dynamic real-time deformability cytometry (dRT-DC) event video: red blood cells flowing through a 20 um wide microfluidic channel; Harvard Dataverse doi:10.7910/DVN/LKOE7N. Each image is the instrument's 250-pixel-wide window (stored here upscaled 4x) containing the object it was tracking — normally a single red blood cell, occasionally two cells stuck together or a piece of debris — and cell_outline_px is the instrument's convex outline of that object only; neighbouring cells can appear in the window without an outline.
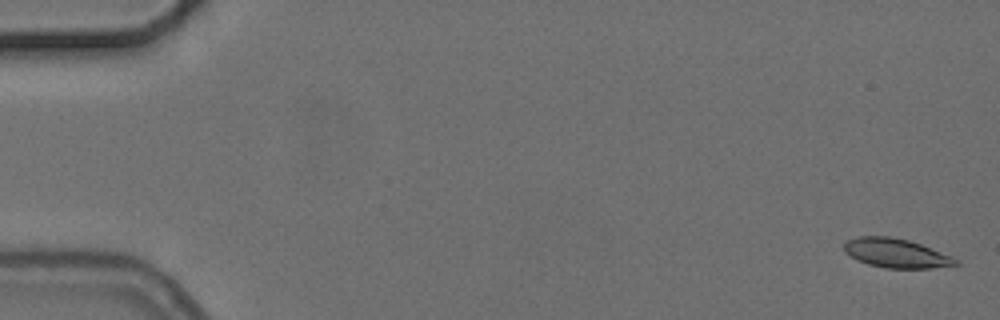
{"species": "common noctule bat (a hibernating species)", "species_latin": "Nyctalus noctula", "temperature_condition": "cold", "stored_images_in_passage": 7, "camera_frame_rate_fps": 3000, "um_per_image_px": 0.085, "animal": {"sex": "female", "body_mass_g": 24.6, "forearm_length_mm": 56.2}, "frame": {"image": 1, "passage_image": 1, "time_ms": 0.0, "image_size_px": [1000, 320], "cell_outline_px": [[960, 264], [932, 268], [884, 268], [868, 264], [844, 252], [844, 244], [848, 240], [856, 236], [888, 236], [908, 240], [920, 244], [952, 256], [960, 260]], "centroid_in_image_um": [76.19, 21.52], "position_along_channel_um": 8.8, "area_um2": 18.84}}
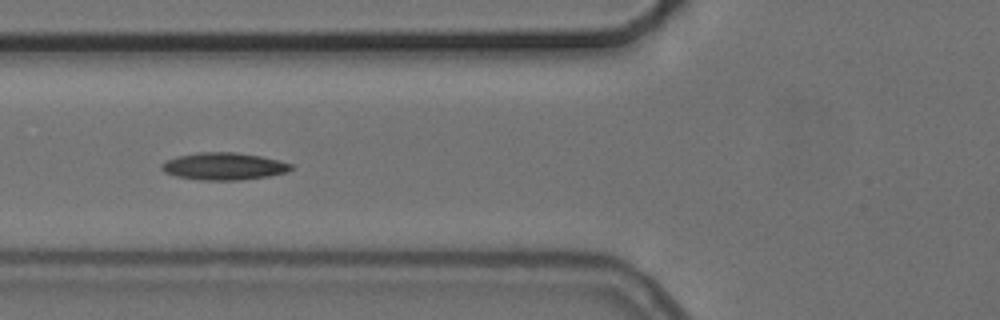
{"frame": {"image": 2, "passage_image": 6, "time_ms": 6.667, "image_size_px": [1000, 320], "cell_outline_px": [[292, 168], [288, 172], [268, 176], [240, 180], [200, 180], [176, 176], [164, 172], [160, 168], [160, 164], [176, 156], [196, 152], [236, 152], [260, 156], [280, 160], [292, 164]], "centroid_in_image_um": [19.01, 14.13], "position_along_channel_um": 106.8, "area_um2": 20.69}}
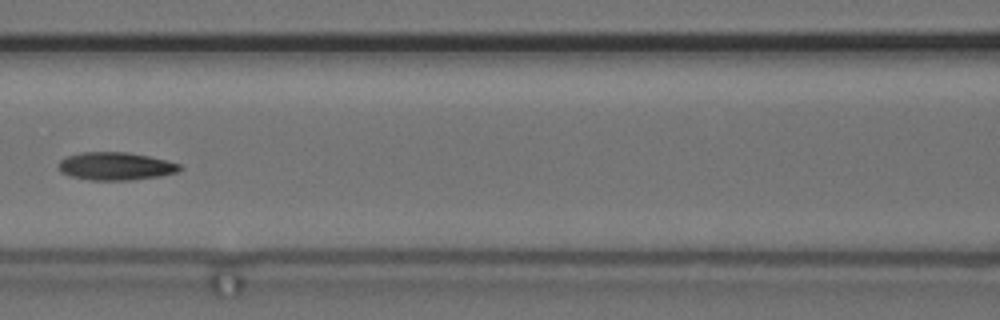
{"frame": {"image": 3, "passage_image": 7, "time_ms": 8.0, "image_size_px": [1000, 320], "cell_outline_px": [[184, 168], [176, 172], [160, 176], [128, 180], [88, 180], [68, 176], [60, 172], [60, 160], [68, 156], [80, 152], [128, 152], [168, 160], [180, 164]], "centroid_in_image_um": [9.84, 14.13], "position_along_channel_um": 156.8, "area_um2": 19.77}}